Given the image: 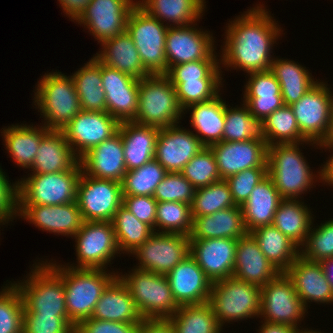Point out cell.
I'll return each instance as SVG.
<instances>
[{
  "mask_svg": "<svg viewBox=\"0 0 333 333\" xmlns=\"http://www.w3.org/2000/svg\"><path fill=\"white\" fill-rule=\"evenodd\" d=\"M279 273L261 252L250 233L237 240L233 277L262 287Z\"/></svg>",
  "mask_w": 333,
  "mask_h": 333,
  "instance_id": "cell-27",
  "label": "cell"
},
{
  "mask_svg": "<svg viewBox=\"0 0 333 333\" xmlns=\"http://www.w3.org/2000/svg\"><path fill=\"white\" fill-rule=\"evenodd\" d=\"M168 321L175 333H222L209 302L182 305Z\"/></svg>",
  "mask_w": 333,
  "mask_h": 333,
  "instance_id": "cell-42",
  "label": "cell"
},
{
  "mask_svg": "<svg viewBox=\"0 0 333 333\" xmlns=\"http://www.w3.org/2000/svg\"><path fill=\"white\" fill-rule=\"evenodd\" d=\"M44 262L63 280L66 310L75 328L91 318L101 294L119 273L108 272L106 269L71 268L68 264H57L56 261Z\"/></svg>",
  "mask_w": 333,
  "mask_h": 333,
  "instance_id": "cell-2",
  "label": "cell"
},
{
  "mask_svg": "<svg viewBox=\"0 0 333 333\" xmlns=\"http://www.w3.org/2000/svg\"><path fill=\"white\" fill-rule=\"evenodd\" d=\"M196 189L221 179L216 159L210 147H204L180 172Z\"/></svg>",
  "mask_w": 333,
  "mask_h": 333,
  "instance_id": "cell-51",
  "label": "cell"
},
{
  "mask_svg": "<svg viewBox=\"0 0 333 333\" xmlns=\"http://www.w3.org/2000/svg\"><path fill=\"white\" fill-rule=\"evenodd\" d=\"M137 333H175L168 320H144Z\"/></svg>",
  "mask_w": 333,
  "mask_h": 333,
  "instance_id": "cell-60",
  "label": "cell"
},
{
  "mask_svg": "<svg viewBox=\"0 0 333 333\" xmlns=\"http://www.w3.org/2000/svg\"><path fill=\"white\" fill-rule=\"evenodd\" d=\"M243 102L260 123L284 105L279 81L270 70L247 74Z\"/></svg>",
  "mask_w": 333,
  "mask_h": 333,
  "instance_id": "cell-28",
  "label": "cell"
},
{
  "mask_svg": "<svg viewBox=\"0 0 333 333\" xmlns=\"http://www.w3.org/2000/svg\"><path fill=\"white\" fill-rule=\"evenodd\" d=\"M284 273L292 281L299 299L307 310L308 302L333 303V290L320 262L310 261L299 255Z\"/></svg>",
  "mask_w": 333,
  "mask_h": 333,
  "instance_id": "cell-25",
  "label": "cell"
},
{
  "mask_svg": "<svg viewBox=\"0 0 333 333\" xmlns=\"http://www.w3.org/2000/svg\"><path fill=\"white\" fill-rule=\"evenodd\" d=\"M76 202L84 221L111 222L123 204L122 183L96 179L82 171L77 183Z\"/></svg>",
  "mask_w": 333,
  "mask_h": 333,
  "instance_id": "cell-12",
  "label": "cell"
},
{
  "mask_svg": "<svg viewBox=\"0 0 333 333\" xmlns=\"http://www.w3.org/2000/svg\"><path fill=\"white\" fill-rule=\"evenodd\" d=\"M118 249L121 254H131L143 244L154 229L145 222L139 221L123 204L118 208L111 221Z\"/></svg>",
  "mask_w": 333,
  "mask_h": 333,
  "instance_id": "cell-43",
  "label": "cell"
},
{
  "mask_svg": "<svg viewBox=\"0 0 333 333\" xmlns=\"http://www.w3.org/2000/svg\"><path fill=\"white\" fill-rule=\"evenodd\" d=\"M204 147L190 129L175 124L159 130L154 158L167 172L177 173Z\"/></svg>",
  "mask_w": 333,
  "mask_h": 333,
  "instance_id": "cell-21",
  "label": "cell"
},
{
  "mask_svg": "<svg viewBox=\"0 0 333 333\" xmlns=\"http://www.w3.org/2000/svg\"><path fill=\"white\" fill-rule=\"evenodd\" d=\"M5 174L0 167V225L13 222L19 216L18 181L11 183Z\"/></svg>",
  "mask_w": 333,
  "mask_h": 333,
  "instance_id": "cell-57",
  "label": "cell"
},
{
  "mask_svg": "<svg viewBox=\"0 0 333 333\" xmlns=\"http://www.w3.org/2000/svg\"><path fill=\"white\" fill-rule=\"evenodd\" d=\"M205 3V0H138L137 2L143 10L161 23L164 24L166 21L168 27L196 23L202 18L206 8Z\"/></svg>",
  "mask_w": 333,
  "mask_h": 333,
  "instance_id": "cell-37",
  "label": "cell"
},
{
  "mask_svg": "<svg viewBox=\"0 0 333 333\" xmlns=\"http://www.w3.org/2000/svg\"><path fill=\"white\" fill-rule=\"evenodd\" d=\"M313 225L312 223L305 243L300 247V255L314 262L333 258V218L316 228Z\"/></svg>",
  "mask_w": 333,
  "mask_h": 333,
  "instance_id": "cell-52",
  "label": "cell"
},
{
  "mask_svg": "<svg viewBox=\"0 0 333 333\" xmlns=\"http://www.w3.org/2000/svg\"><path fill=\"white\" fill-rule=\"evenodd\" d=\"M117 276L128 288L144 320H168L179 309L166 275L137 268Z\"/></svg>",
  "mask_w": 333,
  "mask_h": 333,
  "instance_id": "cell-6",
  "label": "cell"
},
{
  "mask_svg": "<svg viewBox=\"0 0 333 333\" xmlns=\"http://www.w3.org/2000/svg\"><path fill=\"white\" fill-rule=\"evenodd\" d=\"M197 23L187 26H169L166 34L165 56L168 69L181 63L218 59L213 34L203 31Z\"/></svg>",
  "mask_w": 333,
  "mask_h": 333,
  "instance_id": "cell-17",
  "label": "cell"
},
{
  "mask_svg": "<svg viewBox=\"0 0 333 333\" xmlns=\"http://www.w3.org/2000/svg\"><path fill=\"white\" fill-rule=\"evenodd\" d=\"M219 59H205L171 66L165 74L170 82L192 79H223Z\"/></svg>",
  "mask_w": 333,
  "mask_h": 333,
  "instance_id": "cell-53",
  "label": "cell"
},
{
  "mask_svg": "<svg viewBox=\"0 0 333 333\" xmlns=\"http://www.w3.org/2000/svg\"><path fill=\"white\" fill-rule=\"evenodd\" d=\"M77 264L71 268L107 269V265L120 254L111 222L84 221L73 236Z\"/></svg>",
  "mask_w": 333,
  "mask_h": 333,
  "instance_id": "cell-11",
  "label": "cell"
},
{
  "mask_svg": "<svg viewBox=\"0 0 333 333\" xmlns=\"http://www.w3.org/2000/svg\"><path fill=\"white\" fill-rule=\"evenodd\" d=\"M323 174L324 184L326 183L325 185L333 186V153L328 160H326V163L323 164Z\"/></svg>",
  "mask_w": 333,
  "mask_h": 333,
  "instance_id": "cell-64",
  "label": "cell"
},
{
  "mask_svg": "<svg viewBox=\"0 0 333 333\" xmlns=\"http://www.w3.org/2000/svg\"><path fill=\"white\" fill-rule=\"evenodd\" d=\"M300 199H282L274 215L273 225L299 248L305 243L313 214Z\"/></svg>",
  "mask_w": 333,
  "mask_h": 333,
  "instance_id": "cell-40",
  "label": "cell"
},
{
  "mask_svg": "<svg viewBox=\"0 0 333 333\" xmlns=\"http://www.w3.org/2000/svg\"><path fill=\"white\" fill-rule=\"evenodd\" d=\"M166 276L179 306L209 301L212 282L190 254Z\"/></svg>",
  "mask_w": 333,
  "mask_h": 333,
  "instance_id": "cell-24",
  "label": "cell"
},
{
  "mask_svg": "<svg viewBox=\"0 0 333 333\" xmlns=\"http://www.w3.org/2000/svg\"><path fill=\"white\" fill-rule=\"evenodd\" d=\"M261 134L267 146L307 141L301 135L290 105H283L262 121Z\"/></svg>",
  "mask_w": 333,
  "mask_h": 333,
  "instance_id": "cell-44",
  "label": "cell"
},
{
  "mask_svg": "<svg viewBox=\"0 0 333 333\" xmlns=\"http://www.w3.org/2000/svg\"><path fill=\"white\" fill-rule=\"evenodd\" d=\"M220 95L221 92L215 98L193 104L184 111V114H187V111L191 112L189 114H191L190 124L194 130L192 132H195V136L206 147L222 141L226 101Z\"/></svg>",
  "mask_w": 333,
  "mask_h": 333,
  "instance_id": "cell-35",
  "label": "cell"
},
{
  "mask_svg": "<svg viewBox=\"0 0 333 333\" xmlns=\"http://www.w3.org/2000/svg\"><path fill=\"white\" fill-rule=\"evenodd\" d=\"M91 318L139 325L144 321L128 288L118 276L101 294Z\"/></svg>",
  "mask_w": 333,
  "mask_h": 333,
  "instance_id": "cell-29",
  "label": "cell"
},
{
  "mask_svg": "<svg viewBox=\"0 0 333 333\" xmlns=\"http://www.w3.org/2000/svg\"><path fill=\"white\" fill-rule=\"evenodd\" d=\"M139 324L120 323L89 318L81 322L75 333H137Z\"/></svg>",
  "mask_w": 333,
  "mask_h": 333,
  "instance_id": "cell-59",
  "label": "cell"
},
{
  "mask_svg": "<svg viewBox=\"0 0 333 333\" xmlns=\"http://www.w3.org/2000/svg\"><path fill=\"white\" fill-rule=\"evenodd\" d=\"M302 333H323V332H321V330L320 331H317L316 329L315 330H312V329L309 330L307 328V330L303 331Z\"/></svg>",
  "mask_w": 333,
  "mask_h": 333,
  "instance_id": "cell-66",
  "label": "cell"
},
{
  "mask_svg": "<svg viewBox=\"0 0 333 333\" xmlns=\"http://www.w3.org/2000/svg\"><path fill=\"white\" fill-rule=\"evenodd\" d=\"M260 315L265 322L288 324L296 328L307 312L292 281L285 273L261 287Z\"/></svg>",
  "mask_w": 333,
  "mask_h": 333,
  "instance_id": "cell-13",
  "label": "cell"
},
{
  "mask_svg": "<svg viewBox=\"0 0 333 333\" xmlns=\"http://www.w3.org/2000/svg\"><path fill=\"white\" fill-rule=\"evenodd\" d=\"M38 126V127H37ZM16 124L2 128V138L9 157L19 167L30 169L41 139L50 131L46 126Z\"/></svg>",
  "mask_w": 333,
  "mask_h": 333,
  "instance_id": "cell-36",
  "label": "cell"
},
{
  "mask_svg": "<svg viewBox=\"0 0 333 333\" xmlns=\"http://www.w3.org/2000/svg\"><path fill=\"white\" fill-rule=\"evenodd\" d=\"M23 333H75L68 316L31 315L23 311Z\"/></svg>",
  "mask_w": 333,
  "mask_h": 333,
  "instance_id": "cell-56",
  "label": "cell"
},
{
  "mask_svg": "<svg viewBox=\"0 0 333 333\" xmlns=\"http://www.w3.org/2000/svg\"><path fill=\"white\" fill-rule=\"evenodd\" d=\"M184 115L165 74L148 75L139 80L138 109L134 122L157 128L179 124Z\"/></svg>",
  "mask_w": 333,
  "mask_h": 333,
  "instance_id": "cell-5",
  "label": "cell"
},
{
  "mask_svg": "<svg viewBox=\"0 0 333 333\" xmlns=\"http://www.w3.org/2000/svg\"><path fill=\"white\" fill-rule=\"evenodd\" d=\"M62 6L63 13L66 14L73 22L85 10L91 0H58Z\"/></svg>",
  "mask_w": 333,
  "mask_h": 333,
  "instance_id": "cell-61",
  "label": "cell"
},
{
  "mask_svg": "<svg viewBox=\"0 0 333 333\" xmlns=\"http://www.w3.org/2000/svg\"><path fill=\"white\" fill-rule=\"evenodd\" d=\"M119 124L107 112L81 110L62 132L74 154L80 159L91 148L115 135Z\"/></svg>",
  "mask_w": 333,
  "mask_h": 333,
  "instance_id": "cell-18",
  "label": "cell"
},
{
  "mask_svg": "<svg viewBox=\"0 0 333 333\" xmlns=\"http://www.w3.org/2000/svg\"><path fill=\"white\" fill-rule=\"evenodd\" d=\"M304 143L306 145L310 143V146H316L318 149V144L308 140L269 145L267 148L268 175L282 199H301L302 194L315 187L316 181L320 180L323 183V166L317 171L318 174L313 173L299 148Z\"/></svg>",
  "mask_w": 333,
  "mask_h": 333,
  "instance_id": "cell-3",
  "label": "cell"
},
{
  "mask_svg": "<svg viewBox=\"0 0 333 333\" xmlns=\"http://www.w3.org/2000/svg\"><path fill=\"white\" fill-rule=\"evenodd\" d=\"M195 190L180 172H168L156 187L153 197L157 202H184L191 205Z\"/></svg>",
  "mask_w": 333,
  "mask_h": 333,
  "instance_id": "cell-54",
  "label": "cell"
},
{
  "mask_svg": "<svg viewBox=\"0 0 333 333\" xmlns=\"http://www.w3.org/2000/svg\"><path fill=\"white\" fill-rule=\"evenodd\" d=\"M261 322L263 324L259 326L258 333H302L307 330L302 327L300 330V328H296L288 324L268 323L263 320Z\"/></svg>",
  "mask_w": 333,
  "mask_h": 333,
  "instance_id": "cell-62",
  "label": "cell"
},
{
  "mask_svg": "<svg viewBox=\"0 0 333 333\" xmlns=\"http://www.w3.org/2000/svg\"><path fill=\"white\" fill-rule=\"evenodd\" d=\"M192 221L191 205L184 202L157 203L155 232L189 236L192 230Z\"/></svg>",
  "mask_w": 333,
  "mask_h": 333,
  "instance_id": "cell-48",
  "label": "cell"
},
{
  "mask_svg": "<svg viewBox=\"0 0 333 333\" xmlns=\"http://www.w3.org/2000/svg\"><path fill=\"white\" fill-rule=\"evenodd\" d=\"M167 29L166 24L149 15L138 4L128 17L126 31L139 52L144 69L150 75L166 74L168 71L165 56Z\"/></svg>",
  "mask_w": 333,
  "mask_h": 333,
  "instance_id": "cell-10",
  "label": "cell"
},
{
  "mask_svg": "<svg viewBox=\"0 0 333 333\" xmlns=\"http://www.w3.org/2000/svg\"><path fill=\"white\" fill-rule=\"evenodd\" d=\"M159 130L160 128L141 125L134 121L119 124L118 132L122 138L127 171L154 159Z\"/></svg>",
  "mask_w": 333,
  "mask_h": 333,
  "instance_id": "cell-30",
  "label": "cell"
},
{
  "mask_svg": "<svg viewBox=\"0 0 333 333\" xmlns=\"http://www.w3.org/2000/svg\"><path fill=\"white\" fill-rule=\"evenodd\" d=\"M214 153L221 179L249 168H268L267 144L263 138L221 141L209 146Z\"/></svg>",
  "mask_w": 333,
  "mask_h": 333,
  "instance_id": "cell-19",
  "label": "cell"
},
{
  "mask_svg": "<svg viewBox=\"0 0 333 333\" xmlns=\"http://www.w3.org/2000/svg\"><path fill=\"white\" fill-rule=\"evenodd\" d=\"M19 216L45 232L71 238L84 223L76 201L55 206L19 205Z\"/></svg>",
  "mask_w": 333,
  "mask_h": 333,
  "instance_id": "cell-23",
  "label": "cell"
},
{
  "mask_svg": "<svg viewBox=\"0 0 333 333\" xmlns=\"http://www.w3.org/2000/svg\"><path fill=\"white\" fill-rule=\"evenodd\" d=\"M131 254L139 260L135 268L167 275L190 254V239L183 234L154 232Z\"/></svg>",
  "mask_w": 333,
  "mask_h": 333,
  "instance_id": "cell-14",
  "label": "cell"
},
{
  "mask_svg": "<svg viewBox=\"0 0 333 333\" xmlns=\"http://www.w3.org/2000/svg\"><path fill=\"white\" fill-rule=\"evenodd\" d=\"M189 239H239L248 232L243 222L241 206L229 207L211 215L192 217Z\"/></svg>",
  "mask_w": 333,
  "mask_h": 333,
  "instance_id": "cell-33",
  "label": "cell"
},
{
  "mask_svg": "<svg viewBox=\"0 0 333 333\" xmlns=\"http://www.w3.org/2000/svg\"><path fill=\"white\" fill-rule=\"evenodd\" d=\"M236 247L237 239H190V255L212 283L232 277Z\"/></svg>",
  "mask_w": 333,
  "mask_h": 333,
  "instance_id": "cell-22",
  "label": "cell"
},
{
  "mask_svg": "<svg viewBox=\"0 0 333 333\" xmlns=\"http://www.w3.org/2000/svg\"><path fill=\"white\" fill-rule=\"evenodd\" d=\"M157 203L153 196H123V205L139 221L150 225L154 232Z\"/></svg>",
  "mask_w": 333,
  "mask_h": 333,
  "instance_id": "cell-58",
  "label": "cell"
},
{
  "mask_svg": "<svg viewBox=\"0 0 333 333\" xmlns=\"http://www.w3.org/2000/svg\"><path fill=\"white\" fill-rule=\"evenodd\" d=\"M0 291V333H23L24 303L11 281Z\"/></svg>",
  "mask_w": 333,
  "mask_h": 333,
  "instance_id": "cell-49",
  "label": "cell"
},
{
  "mask_svg": "<svg viewBox=\"0 0 333 333\" xmlns=\"http://www.w3.org/2000/svg\"><path fill=\"white\" fill-rule=\"evenodd\" d=\"M137 0H91L74 21L102 43L126 31L128 17Z\"/></svg>",
  "mask_w": 333,
  "mask_h": 333,
  "instance_id": "cell-16",
  "label": "cell"
},
{
  "mask_svg": "<svg viewBox=\"0 0 333 333\" xmlns=\"http://www.w3.org/2000/svg\"><path fill=\"white\" fill-rule=\"evenodd\" d=\"M223 79H192L185 82H171L176 89L178 103L183 111L189 106L209 101L220 93ZM221 87V88H220Z\"/></svg>",
  "mask_w": 333,
  "mask_h": 333,
  "instance_id": "cell-50",
  "label": "cell"
},
{
  "mask_svg": "<svg viewBox=\"0 0 333 333\" xmlns=\"http://www.w3.org/2000/svg\"><path fill=\"white\" fill-rule=\"evenodd\" d=\"M80 164L86 175L122 183L127 169L121 134L117 132L91 148L80 158Z\"/></svg>",
  "mask_w": 333,
  "mask_h": 333,
  "instance_id": "cell-26",
  "label": "cell"
},
{
  "mask_svg": "<svg viewBox=\"0 0 333 333\" xmlns=\"http://www.w3.org/2000/svg\"><path fill=\"white\" fill-rule=\"evenodd\" d=\"M80 159L74 154L62 131L50 130L40 141L32 174L71 170Z\"/></svg>",
  "mask_w": 333,
  "mask_h": 333,
  "instance_id": "cell-31",
  "label": "cell"
},
{
  "mask_svg": "<svg viewBox=\"0 0 333 333\" xmlns=\"http://www.w3.org/2000/svg\"><path fill=\"white\" fill-rule=\"evenodd\" d=\"M267 175L268 168H249L226 178L235 205L242 206L255 186Z\"/></svg>",
  "mask_w": 333,
  "mask_h": 333,
  "instance_id": "cell-55",
  "label": "cell"
},
{
  "mask_svg": "<svg viewBox=\"0 0 333 333\" xmlns=\"http://www.w3.org/2000/svg\"><path fill=\"white\" fill-rule=\"evenodd\" d=\"M42 262L35 261L26 280L13 282L21 293L24 308L31 315L68 316L63 280Z\"/></svg>",
  "mask_w": 333,
  "mask_h": 333,
  "instance_id": "cell-7",
  "label": "cell"
},
{
  "mask_svg": "<svg viewBox=\"0 0 333 333\" xmlns=\"http://www.w3.org/2000/svg\"><path fill=\"white\" fill-rule=\"evenodd\" d=\"M320 264L322 265L326 279L333 290V258L322 260Z\"/></svg>",
  "mask_w": 333,
  "mask_h": 333,
  "instance_id": "cell-65",
  "label": "cell"
},
{
  "mask_svg": "<svg viewBox=\"0 0 333 333\" xmlns=\"http://www.w3.org/2000/svg\"><path fill=\"white\" fill-rule=\"evenodd\" d=\"M255 6L229 20L226 26L219 59L226 69H240L248 74L270 70L272 47L283 30L264 4Z\"/></svg>",
  "mask_w": 333,
  "mask_h": 333,
  "instance_id": "cell-1",
  "label": "cell"
},
{
  "mask_svg": "<svg viewBox=\"0 0 333 333\" xmlns=\"http://www.w3.org/2000/svg\"><path fill=\"white\" fill-rule=\"evenodd\" d=\"M34 91L35 107L49 130L62 131L81 111L72 76L49 72L41 76Z\"/></svg>",
  "mask_w": 333,
  "mask_h": 333,
  "instance_id": "cell-4",
  "label": "cell"
},
{
  "mask_svg": "<svg viewBox=\"0 0 333 333\" xmlns=\"http://www.w3.org/2000/svg\"><path fill=\"white\" fill-rule=\"evenodd\" d=\"M100 45L102 50L94 56L107 67L139 80L150 75L144 69L139 52L127 31L105 40Z\"/></svg>",
  "mask_w": 333,
  "mask_h": 333,
  "instance_id": "cell-32",
  "label": "cell"
},
{
  "mask_svg": "<svg viewBox=\"0 0 333 333\" xmlns=\"http://www.w3.org/2000/svg\"><path fill=\"white\" fill-rule=\"evenodd\" d=\"M261 252L280 273H284L300 255V248L273 224L250 232Z\"/></svg>",
  "mask_w": 333,
  "mask_h": 333,
  "instance_id": "cell-38",
  "label": "cell"
},
{
  "mask_svg": "<svg viewBox=\"0 0 333 333\" xmlns=\"http://www.w3.org/2000/svg\"><path fill=\"white\" fill-rule=\"evenodd\" d=\"M72 73L81 110L106 112V96L102 88L101 62L93 57Z\"/></svg>",
  "mask_w": 333,
  "mask_h": 333,
  "instance_id": "cell-41",
  "label": "cell"
},
{
  "mask_svg": "<svg viewBox=\"0 0 333 333\" xmlns=\"http://www.w3.org/2000/svg\"><path fill=\"white\" fill-rule=\"evenodd\" d=\"M326 83L318 81L298 102L290 105L301 135L316 144L325 137L333 113V94Z\"/></svg>",
  "mask_w": 333,
  "mask_h": 333,
  "instance_id": "cell-15",
  "label": "cell"
},
{
  "mask_svg": "<svg viewBox=\"0 0 333 333\" xmlns=\"http://www.w3.org/2000/svg\"><path fill=\"white\" fill-rule=\"evenodd\" d=\"M319 149L322 150V148L326 151L329 149L332 150L331 152H333V113L332 116L330 118V122H329V127L327 130V133L325 135V137L322 139V141L318 144Z\"/></svg>",
  "mask_w": 333,
  "mask_h": 333,
  "instance_id": "cell-63",
  "label": "cell"
},
{
  "mask_svg": "<svg viewBox=\"0 0 333 333\" xmlns=\"http://www.w3.org/2000/svg\"><path fill=\"white\" fill-rule=\"evenodd\" d=\"M241 106L231 107L226 104L222 141L238 142L263 138L261 123L251 115L248 106L244 102Z\"/></svg>",
  "mask_w": 333,
  "mask_h": 333,
  "instance_id": "cell-46",
  "label": "cell"
},
{
  "mask_svg": "<svg viewBox=\"0 0 333 333\" xmlns=\"http://www.w3.org/2000/svg\"><path fill=\"white\" fill-rule=\"evenodd\" d=\"M261 287L230 277L212 283L209 304L221 328L225 323L259 317Z\"/></svg>",
  "mask_w": 333,
  "mask_h": 333,
  "instance_id": "cell-8",
  "label": "cell"
},
{
  "mask_svg": "<svg viewBox=\"0 0 333 333\" xmlns=\"http://www.w3.org/2000/svg\"><path fill=\"white\" fill-rule=\"evenodd\" d=\"M270 71L279 81L284 105L298 102L318 82L305 66L293 60L274 57Z\"/></svg>",
  "mask_w": 333,
  "mask_h": 333,
  "instance_id": "cell-39",
  "label": "cell"
},
{
  "mask_svg": "<svg viewBox=\"0 0 333 333\" xmlns=\"http://www.w3.org/2000/svg\"><path fill=\"white\" fill-rule=\"evenodd\" d=\"M167 173L155 158L127 171L122 181L123 196H153Z\"/></svg>",
  "mask_w": 333,
  "mask_h": 333,
  "instance_id": "cell-45",
  "label": "cell"
},
{
  "mask_svg": "<svg viewBox=\"0 0 333 333\" xmlns=\"http://www.w3.org/2000/svg\"><path fill=\"white\" fill-rule=\"evenodd\" d=\"M281 200L273 180L267 175L255 186L248 200L241 206L246 231L250 233L258 227L272 225Z\"/></svg>",
  "mask_w": 333,
  "mask_h": 333,
  "instance_id": "cell-34",
  "label": "cell"
},
{
  "mask_svg": "<svg viewBox=\"0 0 333 333\" xmlns=\"http://www.w3.org/2000/svg\"><path fill=\"white\" fill-rule=\"evenodd\" d=\"M102 88L106 112L119 123L133 121L137 115L139 79L101 63Z\"/></svg>",
  "mask_w": 333,
  "mask_h": 333,
  "instance_id": "cell-20",
  "label": "cell"
},
{
  "mask_svg": "<svg viewBox=\"0 0 333 333\" xmlns=\"http://www.w3.org/2000/svg\"><path fill=\"white\" fill-rule=\"evenodd\" d=\"M80 161L71 169L48 174H27L18 180L19 205H62L76 201Z\"/></svg>",
  "mask_w": 333,
  "mask_h": 333,
  "instance_id": "cell-9",
  "label": "cell"
},
{
  "mask_svg": "<svg viewBox=\"0 0 333 333\" xmlns=\"http://www.w3.org/2000/svg\"><path fill=\"white\" fill-rule=\"evenodd\" d=\"M236 206L225 179L195 190L191 204L192 217L211 215L217 211Z\"/></svg>",
  "mask_w": 333,
  "mask_h": 333,
  "instance_id": "cell-47",
  "label": "cell"
}]
</instances>
